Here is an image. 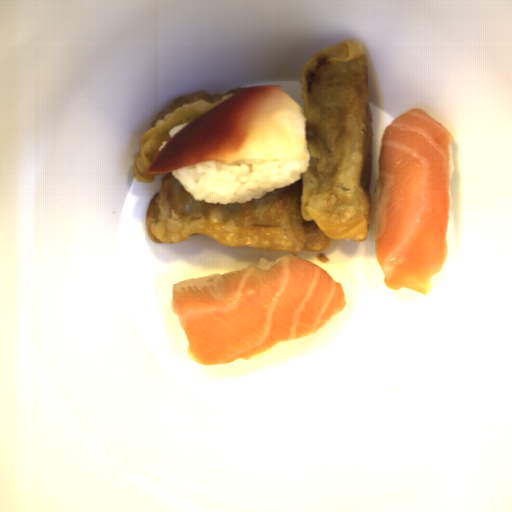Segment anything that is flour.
Returning <instances> with one entry per match:
<instances>
[{"label":"flour","instance_id":"flour-1","mask_svg":"<svg viewBox=\"0 0 512 512\" xmlns=\"http://www.w3.org/2000/svg\"><path fill=\"white\" fill-rule=\"evenodd\" d=\"M300 83L311 160L299 180L249 202L219 204L194 198L170 170L148 202L152 242L202 235L220 246L294 255L366 239L374 140L366 46L346 39L319 51Z\"/></svg>","mask_w":512,"mask_h":512},{"label":"flour","instance_id":"flour-2","mask_svg":"<svg viewBox=\"0 0 512 512\" xmlns=\"http://www.w3.org/2000/svg\"><path fill=\"white\" fill-rule=\"evenodd\" d=\"M239 89L225 93H209L204 90L182 96L160 110L153 118L150 129L142 135L134 155L132 170L135 180L142 183L154 180L156 174L148 173V168L160 151L159 146L172 138L168 134L171 128L182 123L187 124L193 118L229 98Z\"/></svg>","mask_w":512,"mask_h":512}]
</instances>
